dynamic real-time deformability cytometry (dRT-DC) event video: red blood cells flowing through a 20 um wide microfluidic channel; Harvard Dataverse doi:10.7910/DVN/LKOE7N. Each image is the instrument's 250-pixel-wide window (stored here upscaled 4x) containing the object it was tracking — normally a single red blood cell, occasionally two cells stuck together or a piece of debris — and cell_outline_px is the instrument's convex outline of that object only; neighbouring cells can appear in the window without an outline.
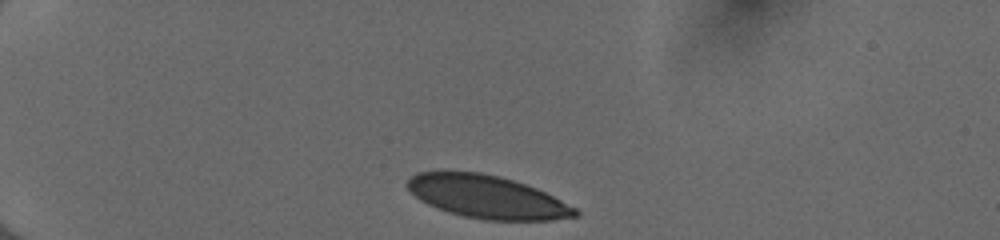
{"species": "human", "species_latin": "Homo sapiens", "temperature_condition": "cold", "stored_images_in_passage": 35, "camera_frame_rate_fps": 3000, "um_per_image_px": 0.085, "donor": {"sex": "female"}, "frame": {"image": 1, "passage_image": 1, "time_ms": 0.0, "image_size_px": [1000, 240], "cell_outline_px": [[580, 216], [552, 220], [484, 220], [464, 216], [448, 212], [436, 208], [420, 200], [404, 184], [416, 172], [480, 172], [500, 176], [536, 188], [576, 208], [580, 212]], "centroid_in_image_um": [41.4, 16.74], "position_along_channel_um": 43.6, "area_um2": 41.67}}
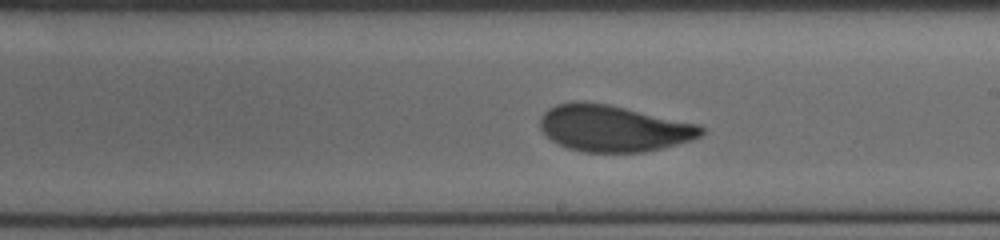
{"frame": {"image": 2, "passage_image": 20, "time_ms": 6.333, "image_size_px": [1000, 240], "cell_outline_px": [[704, 132], [700, 136], [692, 140], [644, 152], [580, 152], [568, 148], [552, 140], [540, 128], [540, 116], [548, 108], [556, 104], [572, 100], [584, 100], [608, 104], [700, 124], [704, 128]], "centroid_in_image_um": [52.12, 10.89], "position_along_channel_um": 236.9, "area_um2": 43.87}}
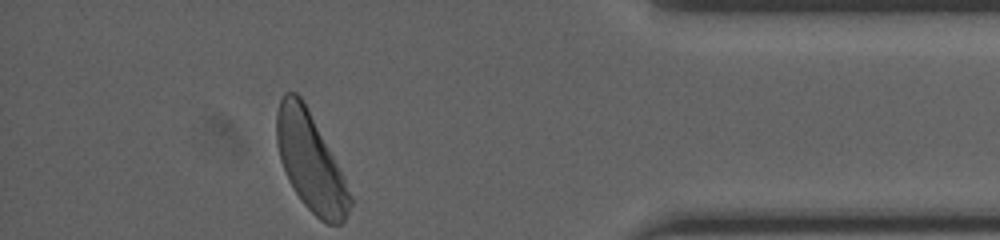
{"frame": {"image": 3, "passage_image": 35, "time_ms": 11.333, "image_size_px": [1000, 240], "cell_outline_px": [[352, 204], [344, 220], [340, 224], [328, 224], [320, 220], [304, 204], [288, 180], [280, 160], [276, 144], [276, 112], [280, 100], [284, 92], [296, 92], [304, 100], [344, 176], [352, 196]], "centroid_in_image_um": [26.38, 13.74], "position_along_channel_um": 408.8, "area_um2": 41.85}, "authors_computed_cell_mechanics": {"area_um2": 43.9858, "velocity_mm_per_s": 3.9913, "shape_relaxation_time_tau1_ms": 3.6809, "shape_relaxation_time_tau2_ms": null, "deformation_change_tau1": 0.1497, "deformation_change_tau2": null}}